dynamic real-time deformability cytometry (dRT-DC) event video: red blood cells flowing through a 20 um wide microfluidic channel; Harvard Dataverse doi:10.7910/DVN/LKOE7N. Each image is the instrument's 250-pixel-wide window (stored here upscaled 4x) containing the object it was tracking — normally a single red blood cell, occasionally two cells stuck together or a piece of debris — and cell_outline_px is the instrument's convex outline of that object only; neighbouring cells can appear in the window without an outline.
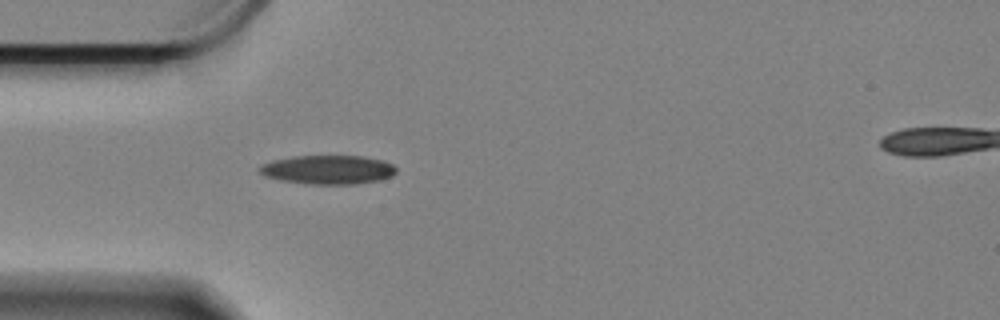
{"species": "Egyptian fruit bat (a non-hibernating species)", "species_latin": "Rousettus aegyptiacus", "temperature_condition": "cold", "stored_images_in_passage": 45, "segment_of_instrument_passage": [1, 2], "camera_frame_rate_fps": 3000, "um_per_image_px": 0.085, "animal": {"sex": "female"}, "frame": {"image": 1, "passage_image": 1, "time_ms": 0.0, "image_size_px": [1000, 320], "cell_outline_px": [[396, 172], [392, 176], [380, 180], [352, 184], [316, 184], [284, 180], [268, 176], [260, 172], [260, 164], [272, 160], [292, 156], [364, 156], [384, 160], [392, 164], [396, 168]], "centroid_in_image_um": [27.94, 14.4], "position_along_channel_um": 57.1, "area_um2": 22.83}}
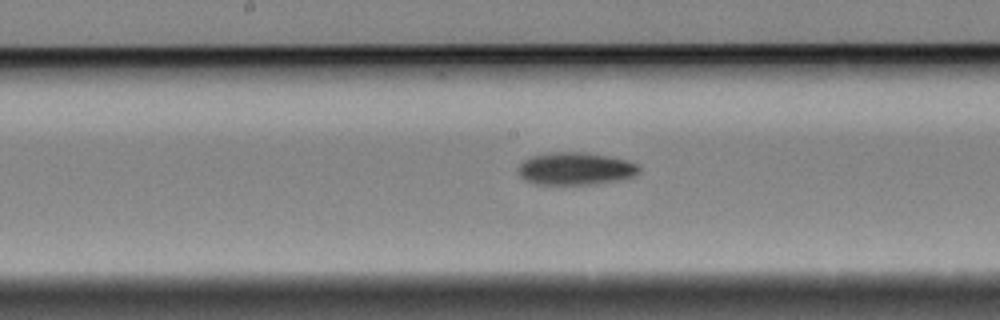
{"frame": {"image": 2, "passage_image": 14, "time_ms": 4.333, "image_size_px": [1000, 320], "cell_outline_px": [[640, 172], [632, 176], [616, 180], [588, 184], [536, 184], [524, 180], [520, 176], [516, 168], [528, 156], [544, 152], [592, 152], [628, 160], [640, 164]], "centroid_in_image_um": [48.89, 14.3], "position_along_channel_um": 199.3, "area_um2": 23.29}}
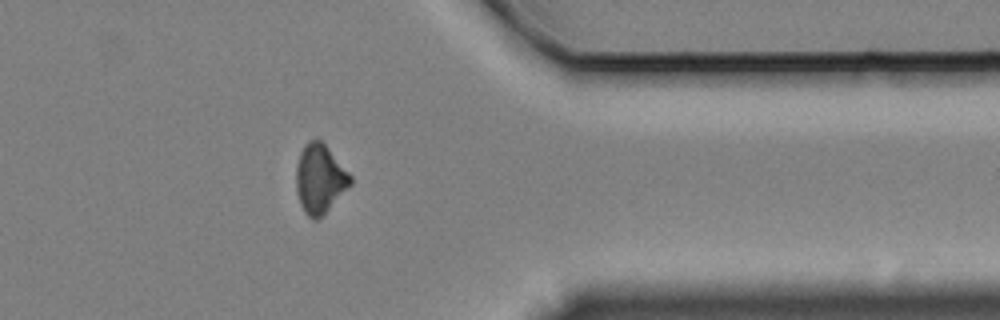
{"frame": {"image": 3, "passage_image": 32, "time_ms": 10.333, "image_size_px": [1000, 320], "cell_outline_px": [[352, 184], [316, 220], [312, 220], [304, 212], [300, 204], [296, 192], [296, 164], [300, 152], [304, 144], [308, 140], [320, 140], [328, 148], [352, 176]], "centroid_in_image_um": [27.16, 15.18], "position_along_channel_um": 384.2, "area_um2": 21.62}}